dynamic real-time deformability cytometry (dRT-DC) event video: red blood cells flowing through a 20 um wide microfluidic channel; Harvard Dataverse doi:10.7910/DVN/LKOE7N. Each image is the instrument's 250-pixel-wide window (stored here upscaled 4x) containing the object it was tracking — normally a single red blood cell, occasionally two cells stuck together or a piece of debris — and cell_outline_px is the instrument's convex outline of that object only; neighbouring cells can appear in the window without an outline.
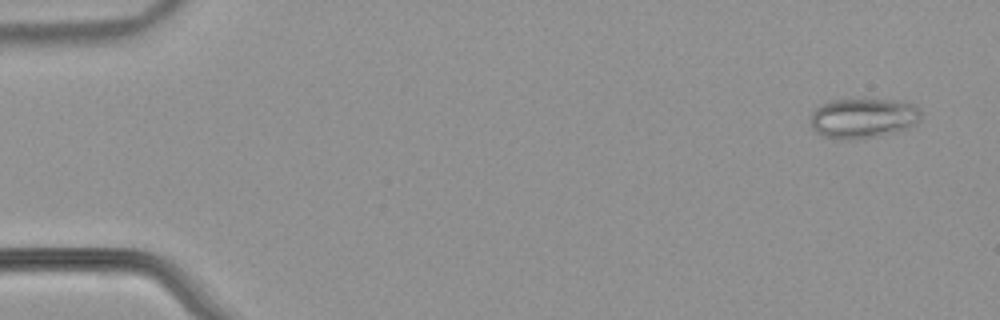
{"species": "common noctule bat (a hibernating species)", "species_latin": "Nyctalus noctula", "temperature_condition": "warm", "stored_images_in_passage": 54, "camera_frame_rate_fps": 3000, "um_per_image_px": 0.085, "animal": {"sex": "male", "body_mass_g": 21.5, "forearm_length_mm": 52.0}, "frame": {"image": 1, "passage_image": 3, "time_ms": 0.667, "image_size_px": [1000, 320], "cell_outline_px": [[920, 120], [912, 128], [896, 132], [876, 136], [852, 140], [848, 140], [824, 136], [816, 132], [812, 128], [812, 112], [820, 104], [828, 100], [896, 100], [916, 104], [920, 108]], "centroid_in_image_um": [73.41, 10.04], "position_along_channel_um": 11.6, "area_um2": 25.89}}
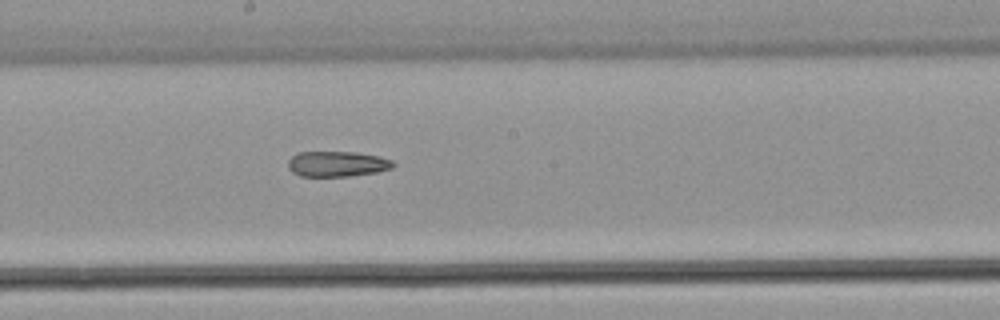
{"frame": {"image": 2, "passage_image": 30, "time_ms": 9.667, "image_size_px": [1000, 320], "cell_outline_px": [[396, 164], [392, 168], [376, 172], [348, 176], [300, 176], [292, 172], [288, 168], [288, 160], [296, 152], [356, 152], [380, 156], [392, 160]], "centroid_in_image_um": [28.65, 13.92], "position_along_channel_um": 219.5, "area_um2": 15.66}}
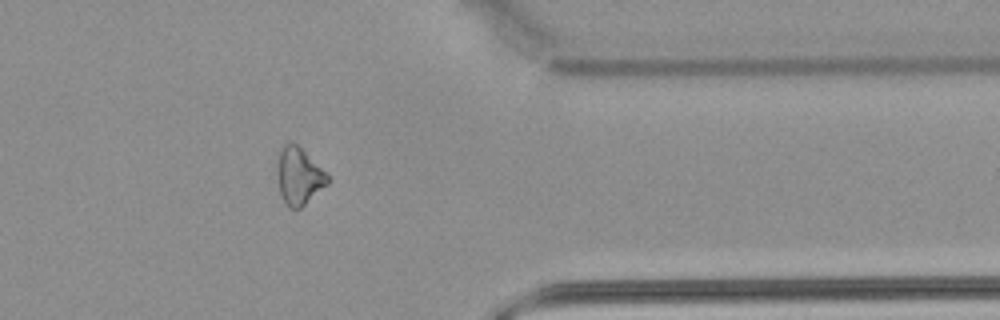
{"frame": {"image": 3, "passage_image": 44, "time_ms": 14.333, "image_size_px": [1000, 320], "cell_outline_px": [[328, 184], [300, 208], [288, 208], [280, 192], [276, 176], [276, 168], [280, 152], [284, 144], [292, 140], [328, 176]], "centroid_in_image_um": [25.36, 14.98], "position_along_channel_um": 386.0, "area_um2": 16.36}}